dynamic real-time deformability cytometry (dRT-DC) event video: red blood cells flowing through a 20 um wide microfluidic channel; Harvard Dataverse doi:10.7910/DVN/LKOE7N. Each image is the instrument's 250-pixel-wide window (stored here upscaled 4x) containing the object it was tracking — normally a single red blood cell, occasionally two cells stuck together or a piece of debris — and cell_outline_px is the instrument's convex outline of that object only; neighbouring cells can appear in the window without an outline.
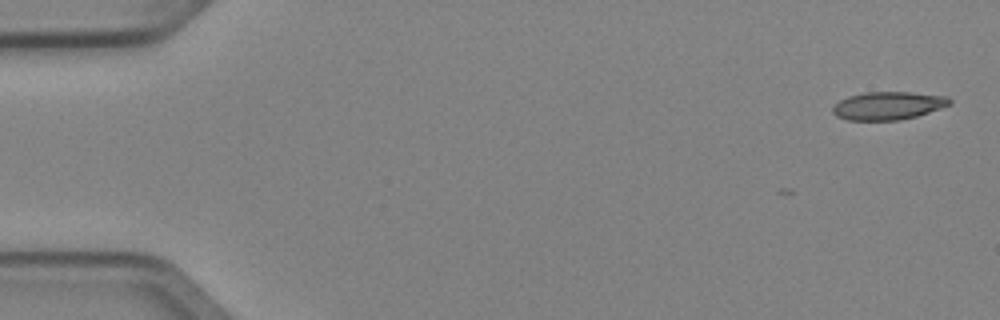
{"species": "Egyptian fruit bat (a non-hibernating species)", "species_latin": "Rousettus aegyptiacus", "temperature_condition": "cold", "stored_images_in_passage": 6, "camera_frame_rate_fps": 3000, "um_per_image_px": 0.085, "animal": {"sex": "female"}, "frame": {"image": 1, "passage_image": 1, "time_ms": 0.0, "image_size_px": [1000, 320], "cell_outline_px": [[952, 104], [916, 116], [900, 120], [848, 120], [836, 116], [832, 112], [832, 108], [840, 100], [848, 96], [864, 92], [912, 92], [948, 96], [952, 100]], "centroid_in_image_um": [75.5, 8.97], "position_along_channel_um": 9.5, "area_um2": 19.13}}
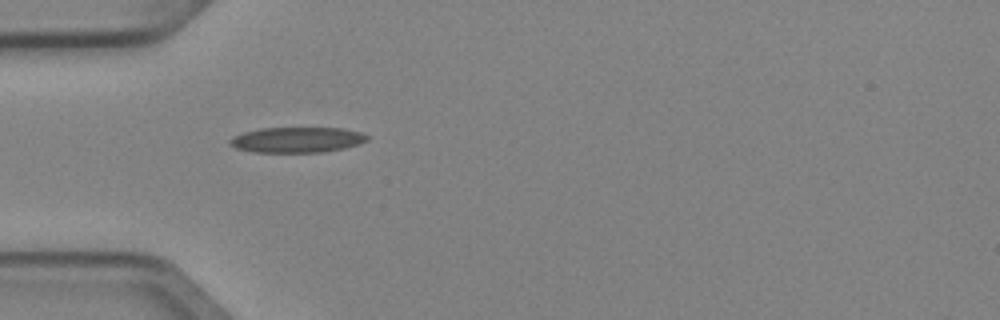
{"frame": {"image": 2, "passage_image": 5, "time_ms": 1.333, "image_size_px": [1000, 320], "cell_outline_px": [[368, 140], [344, 148], [324, 152], [252, 152], [236, 148], [228, 144], [228, 140], [232, 136], [244, 132], [260, 128], [344, 128], [360, 132], [368, 136]], "centroid_in_image_um": [25.2, 11.88], "position_along_channel_um": 59.8, "area_um2": 20.4}}
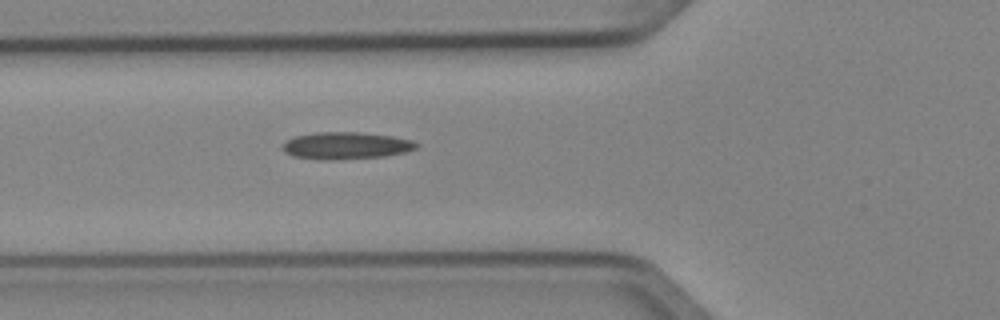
{"frame": {"image": 3, "passage_image": 6, "time_ms": 1.667, "image_size_px": [1000, 320], "cell_outline_px": [[420, 144], [416, 148], [404, 152], [380, 156], [292, 156], [284, 152], [284, 144], [288, 140], [296, 136], [316, 132], [360, 132], [392, 136], [412, 140]], "centroid_in_image_um": [29.49, 12.3], "position_along_channel_um": 96.3, "area_um2": 19.48}}